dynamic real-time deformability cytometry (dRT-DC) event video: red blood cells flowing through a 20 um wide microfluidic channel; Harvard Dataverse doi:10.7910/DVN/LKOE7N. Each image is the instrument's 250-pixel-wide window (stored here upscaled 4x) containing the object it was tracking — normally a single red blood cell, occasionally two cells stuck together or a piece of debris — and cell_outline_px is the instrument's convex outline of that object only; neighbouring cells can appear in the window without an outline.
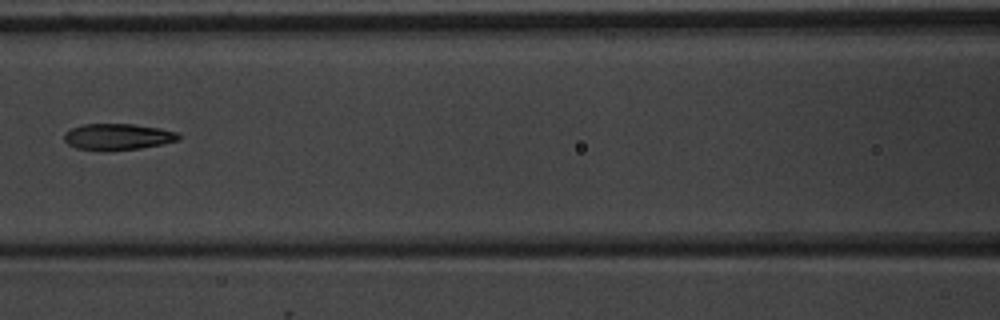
{"species": "common noctule bat (a hibernating species)", "species_latin": "Nyctalus noctula", "temperature_condition": "warm", "stored_images_in_passage": 4, "camera_frame_rate_fps": 3000, "um_per_image_px": 0.085, "animal": {"sex": "male", "body_mass_g": 20.1, "forearm_length_mm": 53.5}, "frame": {"image": 1, "passage_image": 3, "time_ms": 2.333, "image_size_px": [1000, 320], "cell_outline_px": [[180, 140], [140, 148], [108, 152], [76, 148], [68, 144], [64, 140], [64, 132], [72, 128], [84, 124], [132, 124], [160, 128], [176, 132], [180, 136]], "centroid_in_image_um": [9.97, 11.64], "position_along_channel_um": 156.6, "area_um2": 17.69}}
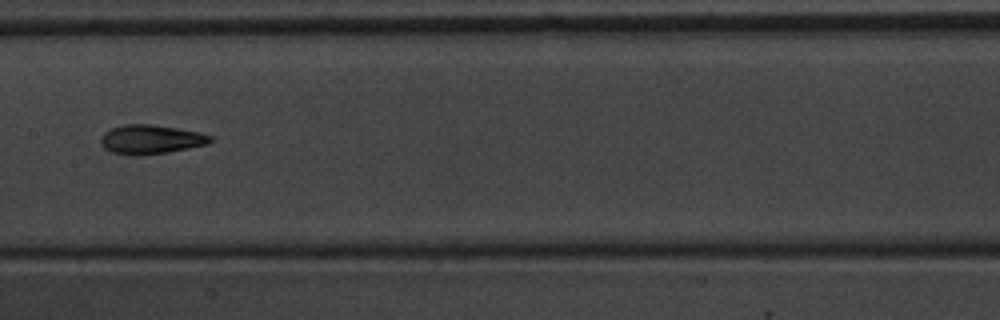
{"frame": {"image": 2, "passage_image": 4, "time_ms": 3.333, "image_size_px": [1000, 320], "cell_outline_px": [[212, 140], [208, 144], [188, 148], [164, 152], [128, 156], [112, 152], [104, 148], [100, 144], [100, 136], [104, 132], [112, 128], [124, 124], [152, 124], [200, 132], [212, 136]], "centroid_in_image_um": [12.78, 11.84], "position_along_channel_um": 194.6, "area_um2": 18.55}}